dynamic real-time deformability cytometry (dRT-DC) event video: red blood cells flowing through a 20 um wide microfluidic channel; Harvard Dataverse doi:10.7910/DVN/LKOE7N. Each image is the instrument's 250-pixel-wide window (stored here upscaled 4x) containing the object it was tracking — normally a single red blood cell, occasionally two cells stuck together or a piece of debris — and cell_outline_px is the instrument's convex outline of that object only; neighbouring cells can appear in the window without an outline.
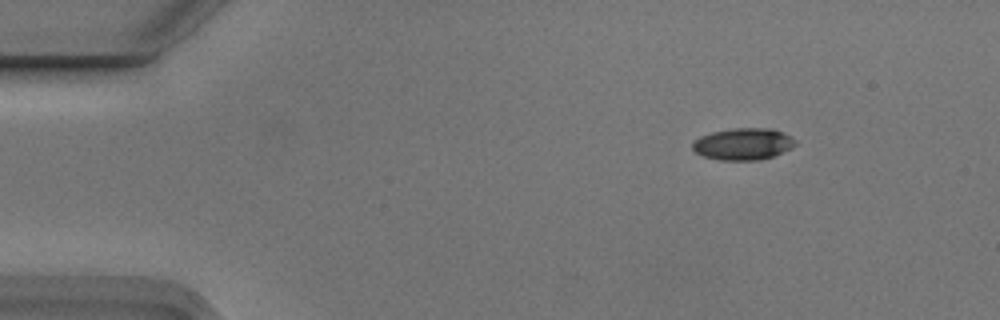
{"species": "Egyptian fruit bat (a non-hibernating species)", "species_latin": "Rousettus aegyptiacus", "temperature_condition": "cold", "stored_images_in_passage": 4, "camera_frame_rate_fps": 3000, "um_per_image_px": 0.085, "animal": {"sex": "male"}, "frame": {"image": 1, "passage_image": 1, "time_ms": 0.0, "image_size_px": [1000, 320], "cell_outline_px": [[796, 144], [792, 148], [772, 156], [760, 160], [720, 160], [704, 156], [696, 152], [692, 148], [692, 144], [700, 136], [712, 132], [732, 128], [772, 128], [784, 132], [796, 140]], "centroid_in_image_um": [63.19, 12.23], "position_along_channel_um": 21.8, "area_um2": 19.07}}
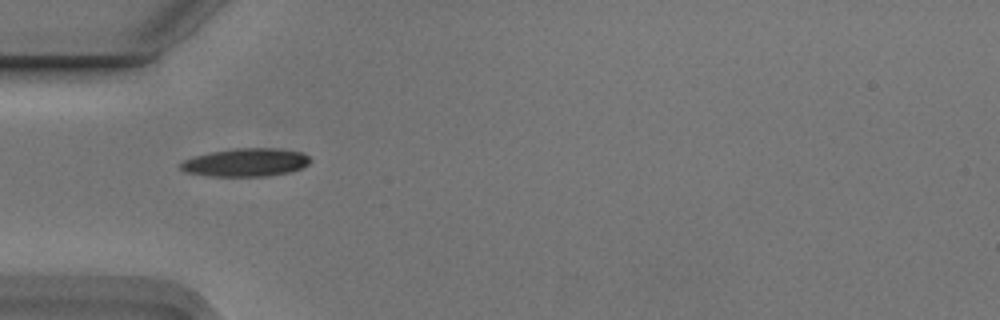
{"frame": {"image": 2, "passage_image": 3, "time_ms": 0.667, "image_size_px": [1000, 320], "cell_outline_px": [[312, 160], [308, 164], [300, 168], [288, 172], [268, 176], [208, 176], [184, 172], [180, 168], [180, 164], [184, 160], [192, 156], [212, 152], [236, 148], [280, 148], [304, 152]], "centroid_in_image_um": [20.89, 13.8], "position_along_channel_um": 64.1, "area_um2": 21.39}}
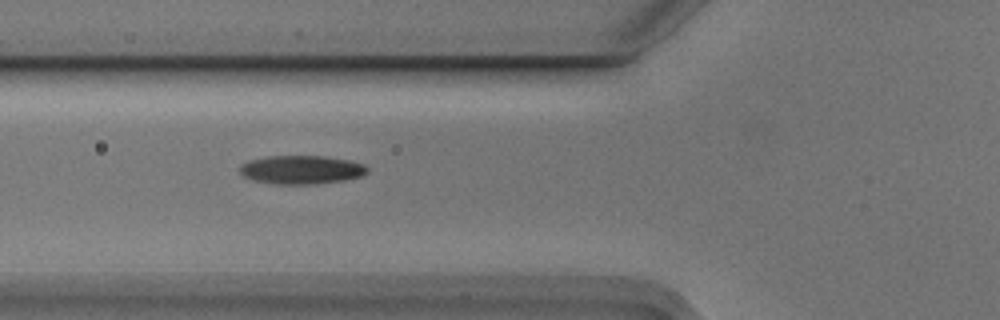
{"frame": {"image": 3, "passage_image": 4, "time_ms": 1.0, "image_size_px": [1000, 320], "cell_outline_px": [[368, 172], [360, 176], [344, 180], [316, 184], [272, 184], [252, 180], [244, 176], [240, 172], [240, 164], [248, 160], [268, 156], [324, 156], [348, 160], [364, 164], [368, 168]], "centroid_in_image_um": [25.59, 14.43], "position_along_channel_um": 100.2, "area_um2": 21.33}}